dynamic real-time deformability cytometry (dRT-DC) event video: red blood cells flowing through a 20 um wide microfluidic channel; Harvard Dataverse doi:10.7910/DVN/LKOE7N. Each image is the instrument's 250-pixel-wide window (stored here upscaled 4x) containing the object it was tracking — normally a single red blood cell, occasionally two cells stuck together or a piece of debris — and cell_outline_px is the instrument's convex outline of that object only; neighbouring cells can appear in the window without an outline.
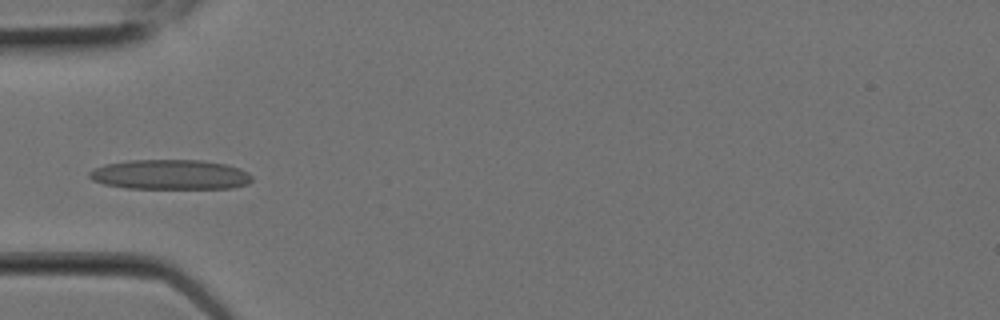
{"species": "Egyptian fruit bat (a non-hibernating species)", "species_latin": "Rousettus aegyptiacus", "temperature_condition": "room temperature", "stored_images_in_passage": 9, "camera_frame_rate_fps": 3000, "um_per_image_px": 0.085, "animal": {"sex": "female"}, "frame": {"image": 1, "passage_image": 7, "time_ms": 2.0, "image_size_px": [1000, 320], "cell_outline_px": [[252, 180], [248, 184], [232, 188], [124, 188], [104, 184], [92, 180], [88, 176], [88, 172], [92, 168], [104, 164], [128, 160], [204, 160], [224, 164], [240, 168], [248, 172], [252, 176]], "centroid_in_image_um": [14.44, 14.83], "position_along_channel_um": 70.6, "area_um2": 28.55}}
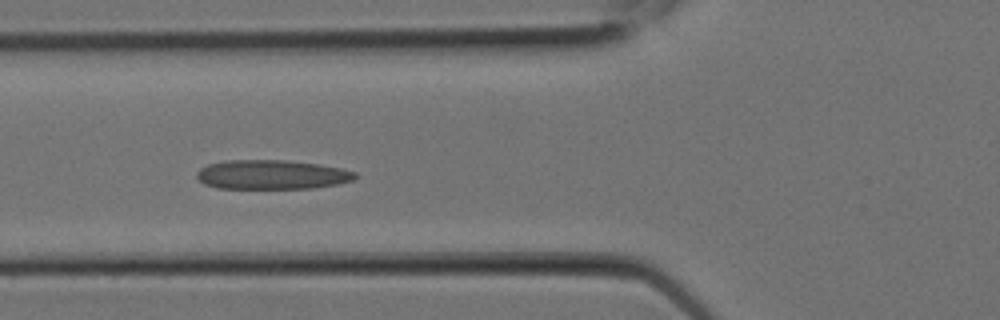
{"frame": {"image": 2, "passage_image": 8, "time_ms": 2.333, "image_size_px": [1000, 320], "cell_outline_px": [[360, 176], [352, 180], [336, 184], [312, 188], [216, 188], [204, 184], [196, 176], [196, 172], [200, 168], [208, 164], [224, 160], [288, 160], [320, 164], [340, 168], [356, 172]], "centroid_in_image_um": [23.09, 14.83], "position_along_channel_um": 102.7, "area_um2": 27.17}}
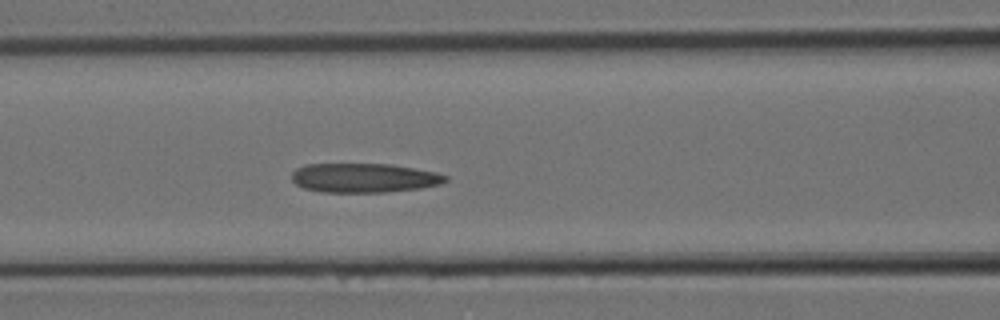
{"frame": {"image": 3, "passage_image": 9, "time_ms": 2.667, "image_size_px": [1000, 320], "cell_outline_px": [[448, 180], [440, 184], [420, 188], [384, 192], [320, 192], [304, 188], [296, 184], [292, 180], [292, 172], [296, 168], [304, 164], [392, 164], [436, 172], [448, 176]], "centroid_in_image_um": [30.93, 15.11], "position_along_channel_um": 135.7, "area_um2": 26.3}}